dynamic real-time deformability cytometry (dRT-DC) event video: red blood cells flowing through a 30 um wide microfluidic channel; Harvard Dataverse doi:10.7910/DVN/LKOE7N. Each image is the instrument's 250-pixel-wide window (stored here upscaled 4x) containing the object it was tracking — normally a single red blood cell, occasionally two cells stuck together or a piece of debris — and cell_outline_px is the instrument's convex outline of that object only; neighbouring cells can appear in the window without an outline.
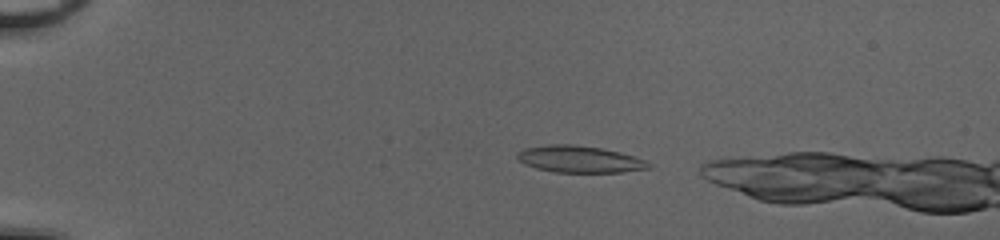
{"species": "common noctule bat (a hibernating species)", "species_latin": "Nyctalus noctula", "temperature_condition": "cold", "stored_images_in_passage": 41, "camera_frame_rate_fps": 3000, "um_per_image_px": 0.085, "animal": {"sex": "female", "body_mass_g": 20.0, "forearm_length_mm": 54.0}, "frame": {"image": 1, "passage_image": 6, "time_ms": 1.667, "image_size_px": [1000, 240], "cell_outline_px": [[652, 168], [620, 172], [556, 172], [536, 168], [524, 164], [516, 156], [520, 152], [528, 148], [548, 144], [568, 144], [600, 148], [632, 156], [644, 160], [652, 164]], "centroid_in_image_um": [49.27, 13.54], "position_along_channel_um": 35.7, "area_um2": 20.06}}
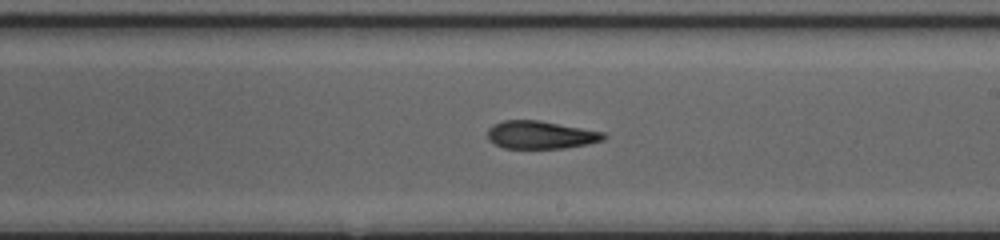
{"frame": {"image": 2, "passage_image": 26, "time_ms": 8.333, "image_size_px": [1000, 240], "cell_outline_px": [[608, 136], [604, 140], [564, 148], [504, 148], [488, 140], [488, 128], [492, 124], [504, 120], [540, 120], [604, 132]], "centroid_in_image_um": [45.94, 11.45], "position_along_channel_um": 243.1, "area_um2": 18.84}}
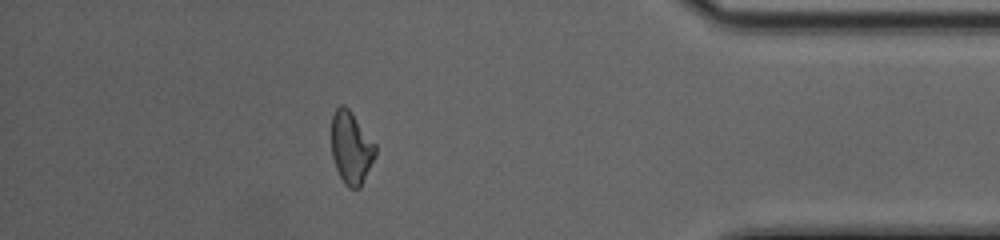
{"frame": {"image": 3, "passage_image": 40, "time_ms": 13.0, "image_size_px": [1000, 240], "cell_outline_px": [[376, 156], [360, 188], [348, 188], [344, 184], [336, 168], [332, 156], [332, 116], [336, 108], [340, 104], [344, 104], [348, 108], [376, 144]], "centroid_in_image_um": [29.85, 12.57], "position_along_channel_um": 405.3, "area_um2": 18.55}}